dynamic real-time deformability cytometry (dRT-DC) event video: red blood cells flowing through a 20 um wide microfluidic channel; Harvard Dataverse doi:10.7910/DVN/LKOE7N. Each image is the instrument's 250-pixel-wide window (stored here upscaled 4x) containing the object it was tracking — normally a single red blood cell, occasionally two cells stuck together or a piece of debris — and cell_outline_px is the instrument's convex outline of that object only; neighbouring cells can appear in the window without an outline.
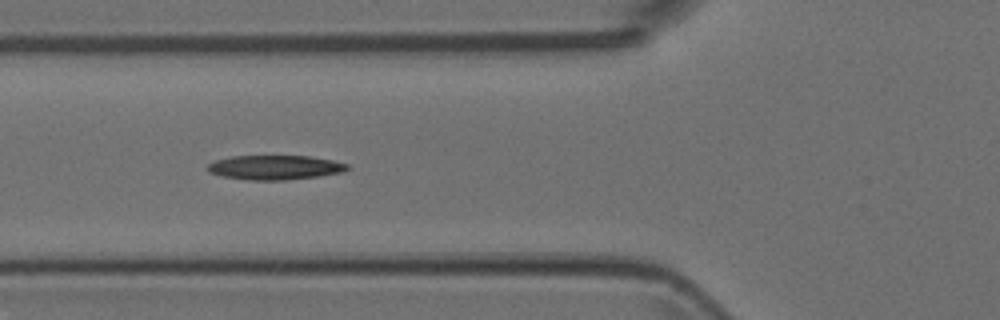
{"species": "Egyptian fruit bat (a non-hibernating species)", "species_latin": "Rousettus aegyptiacus", "temperature_condition": "room temperature", "stored_images_in_passage": 5, "camera_frame_rate_fps": 3000, "um_per_image_px": 0.085, "animal": {"sex": "female"}, "frame": {"image": 1, "passage_image": 2, "time_ms": 0.333, "image_size_px": [1000, 320], "cell_outline_px": [[352, 168], [344, 172], [320, 176], [284, 180], [248, 180], [224, 176], [208, 172], [208, 164], [216, 160], [232, 156], [308, 156], [332, 160], [348, 164]], "centroid_in_image_um": [23.42, 14.23], "position_along_channel_um": 102.4, "area_um2": 19.88}}
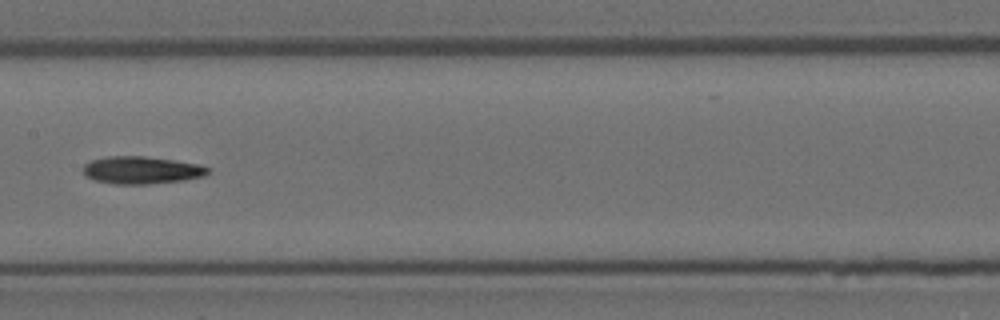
{"frame": {"image": 2, "passage_image": 4, "time_ms": 1.0, "image_size_px": [1000, 320], "cell_outline_px": [[208, 172], [204, 176], [184, 180], [148, 184], [116, 184], [96, 180], [84, 176], [84, 164], [92, 160], [104, 156], [144, 156], [172, 160], [196, 164], [208, 168]], "centroid_in_image_um": [11.98, 14.46], "position_along_channel_um": 195.4, "area_um2": 19.77}}
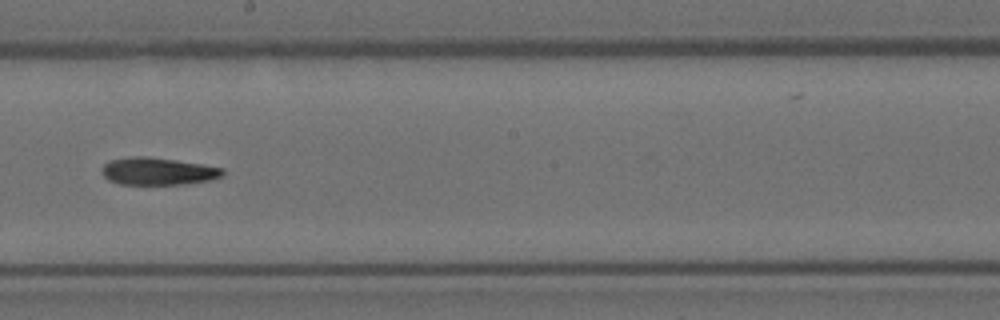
{"frame": {"image": 3, "passage_image": 5, "time_ms": 1.333, "image_size_px": [1000, 320], "cell_outline_px": [[224, 176], [212, 180], [184, 184], [120, 184], [108, 180], [100, 172], [100, 168], [108, 160], [132, 156], [148, 156], [176, 160], [224, 168]], "centroid_in_image_um": [13.4, 14.55], "position_along_channel_um": 234.8, "area_um2": 19.54}}